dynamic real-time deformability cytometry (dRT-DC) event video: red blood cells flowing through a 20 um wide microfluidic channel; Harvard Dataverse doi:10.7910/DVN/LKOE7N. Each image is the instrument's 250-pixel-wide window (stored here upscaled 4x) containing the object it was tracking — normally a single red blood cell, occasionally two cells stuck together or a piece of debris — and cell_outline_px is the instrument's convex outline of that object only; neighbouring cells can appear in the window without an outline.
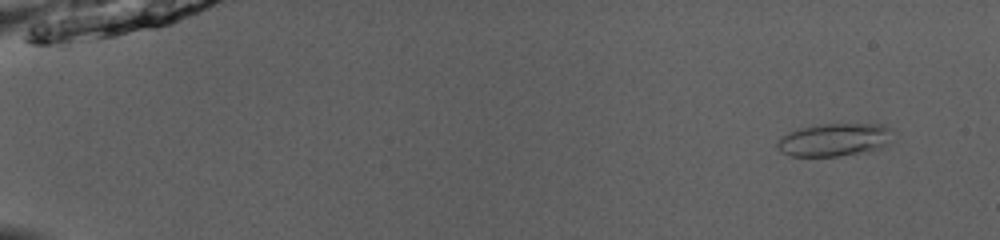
{"species": "common noctule bat (a hibernating species)", "species_latin": "Nyctalus noctula", "temperature_condition": "room temperature", "stored_images_in_passage": 49, "camera_frame_rate_fps": 3000, "um_per_image_px": 0.085, "animal": {"sex": "male", "body_mass_g": 13.0, "forearm_length_mm": 53.1}, "frame": {"image": 1, "passage_image": 2, "time_ms": 0.333, "image_size_px": [1000, 240], "cell_outline_px": [[896, 132], [880, 148], [868, 152], [836, 156], [792, 156], [780, 152], [776, 148], [776, 140], [788, 132], [800, 128], [824, 124], [880, 124], [892, 128]], "centroid_in_image_um": [70.91, 11.88], "position_along_channel_um": 14.1, "area_um2": 22.31}}
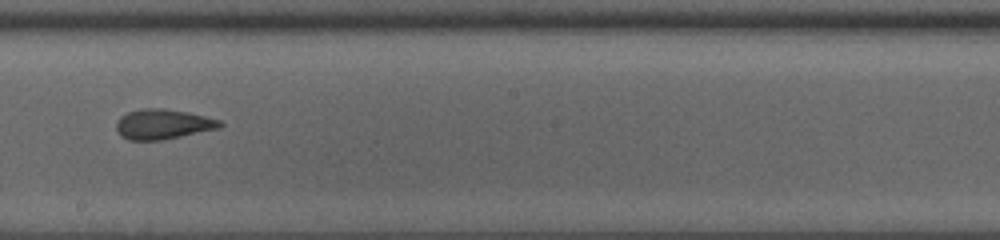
{"frame": {"image": 2, "passage_image": 29, "time_ms": 9.333, "image_size_px": [1000, 240], "cell_outline_px": [[224, 124], [220, 128], [160, 140], [128, 140], [120, 136], [116, 128], [116, 124], [120, 116], [128, 112], [144, 108], [164, 108], [188, 112], [220, 120]], "centroid_in_image_um": [13.83, 10.55], "position_along_channel_um": 234.4, "area_um2": 18.09}}
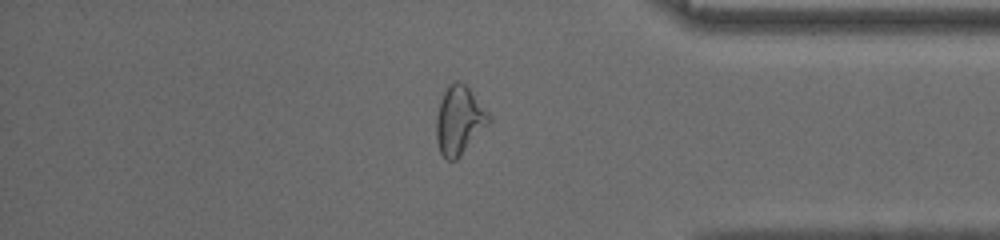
{"frame": {"image": 3, "passage_image": 42, "time_ms": 13.667, "image_size_px": [1000, 240], "cell_outline_px": [[492, 124], [456, 160], [448, 160], [440, 152], [436, 140], [436, 116], [440, 100], [448, 84], [456, 80], [464, 84], [468, 88], [492, 116]], "centroid_in_image_um": [39.07, 10.24], "position_along_channel_um": 396.1, "area_um2": 21.33}, "authors_computed_cell_mechanics": {"area_um2": 19.4786, "velocity_mm_per_s": 4.0284, "shape_relaxation_time_tau1_ms": 6.3604, "shape_relaxation_time_tau2_ms": 1.1113, "deformation_change_tau1": 0.1705, "deformation_change_tau2": 0.0765}}